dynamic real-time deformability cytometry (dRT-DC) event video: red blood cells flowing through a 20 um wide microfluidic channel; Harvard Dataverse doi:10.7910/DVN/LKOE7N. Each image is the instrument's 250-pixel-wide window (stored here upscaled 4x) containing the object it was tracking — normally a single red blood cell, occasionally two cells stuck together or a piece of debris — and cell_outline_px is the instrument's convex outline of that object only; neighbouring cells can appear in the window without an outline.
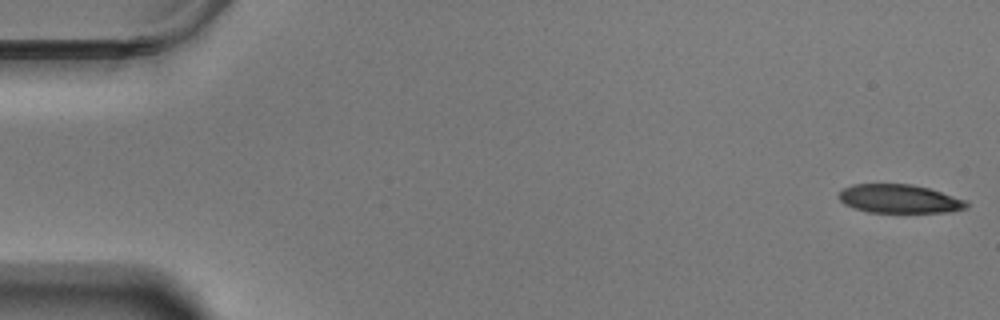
{"species": "Egyptian fruit bat (a non-hibernating species)", "species_latin": "Rousettus aegyptiacus", "temperature_condition": "warm", "stored_images_in_passage": 57, "camera_frame_rate_fps": 3000, "um_per_image_px": 0.085, "animal": {"sex": "male"}, "frame": {"image": 1, "passage_image": 1, "time_ms": 0.0, "image_size_px": [1000, 320], "cell_outline_px": [[968, 208], [948, 212], [868, 212], [844, 204], [836, 196], [844, 188], [852, 184], [912, 184], [928, 188], [968, 200]], "centroid_in_image_um": [76.46, 16.89], "position_along_channel_um": 8.5, "area_um2": 21.33}}
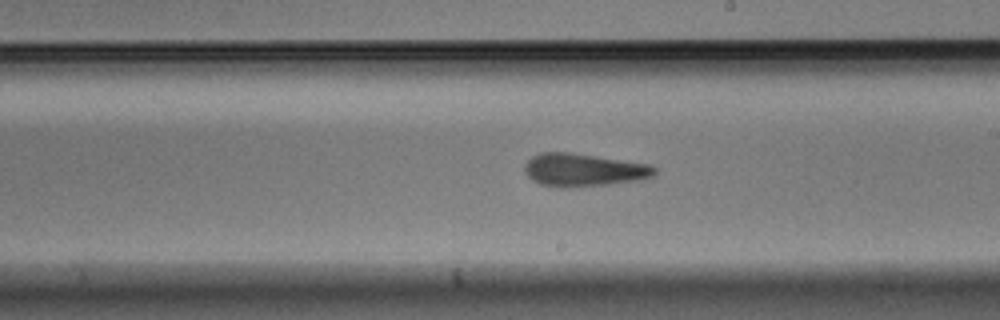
{"frame": {"image": 2, "passage_image": 33, "time_ms": 10.667, "image_size_px": [1000, 320], "cell_outline_px": [[656, 172], [652, 176], [640, 180], [608, 184], [564, 188], [560, 188], [540, 184], [532, 180], [524, 172], [524, 164], [532, 156], [540, 152], [568, 152], [596, 156], [648, 164], [656, 168]], "centroid_in_image_um": [49.55, 14.45], "position_along_channel_um": 239.4, "area_um2": 24.91}}
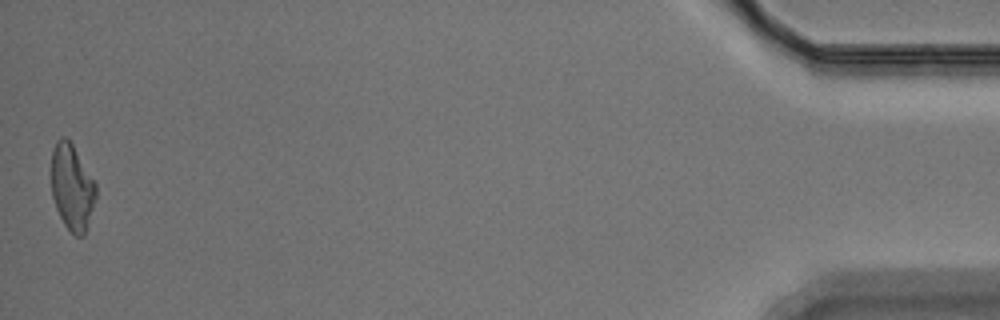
{"frame": {"image": 3, "passage_image": 57, "time_ms": 18.667, "image_size_px": [1000, 320], "cell_outline_px": [[96, 200], [84, 236], [76, 236], [64, 224], [56, 208], [52, 196], [52, 152], [56, 140], [60, 136], [64, 136], [72, 144], [96, 184]], "centroid_in_image_um": [6.13, 15.92], "position_along_channel_um": 429.1, "area_um2": 22.14}, "authors_computed_cell_mechanics": {"area_um2": 23.5824, "velocity_mm_per_s": 3.5133, "shape_relaxation_time_tau1_ms": 5.3281, "shape_relaxation_time_tau2_ms": 2.2817, "deformation_change_tau1": 0.1894, "deformation_change_tau2": 0.1379}}